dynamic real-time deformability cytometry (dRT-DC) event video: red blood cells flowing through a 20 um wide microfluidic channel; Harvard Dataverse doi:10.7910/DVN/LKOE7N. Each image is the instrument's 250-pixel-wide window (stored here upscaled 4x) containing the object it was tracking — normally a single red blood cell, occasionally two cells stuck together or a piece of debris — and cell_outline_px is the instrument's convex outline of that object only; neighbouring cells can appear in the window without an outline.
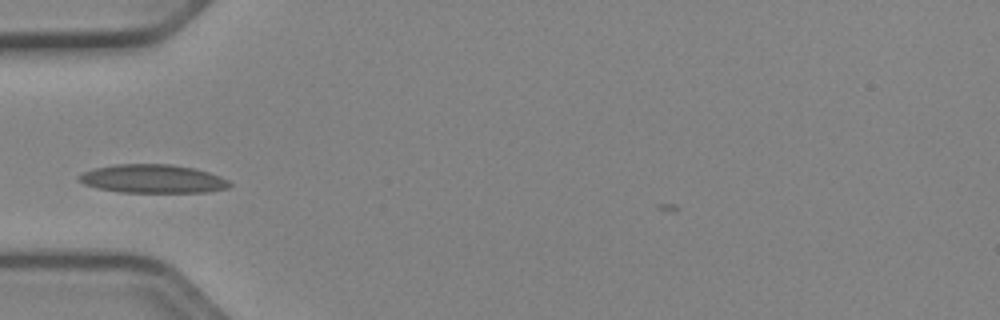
{"species": "Egyptian fruit bat (a non-hibernating species)", "species_latin": "Rousettus aegyptiacus", "temperature_condition": "cold", "stored_images_in_passage": 34, "camera_frame_rate_fps": 3000, "um_per_image_px": 0.085, "animal": {"sex": "female"}, "frame": {"image": 1, "passage_image": 1, "time_ms": 0.0, "image_size_px": [1000, 320], "cell_outline_px": [[232, 184], [228, 188], [208, 192], [120, 192], [96, 188], [84, 184], [76, 180], [76, 176], [80, 172], [92, 168], [116, 164], [172, 164], [196, 168], [220, 176], [228, 180]], "centroid_in_image_um": [12.93, 15.19], "position_along_channel_um": 72.1, "area_um2": 25.43}}
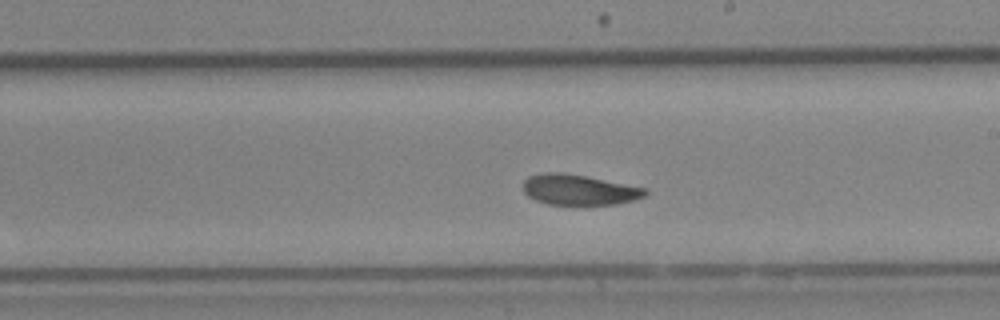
{"frame": {"image": 2, "passage_image": 14, "time_ms": 4.333, "image_size_px": [1000, 320], "cell_outline_px": [[648, 192], [644, 196], [636, 200], [616, 204], [584, 208], [548, 204], [536, 200], [528, 196], [524, 192], [524, 180], [528, 176], [544, 172], [564, 172], [588, 176], [648, 188]], "centroid_in_image_um": [49.26, 16.17], "position_along_channel_um": 239.7, "area_um2": 22.83}}
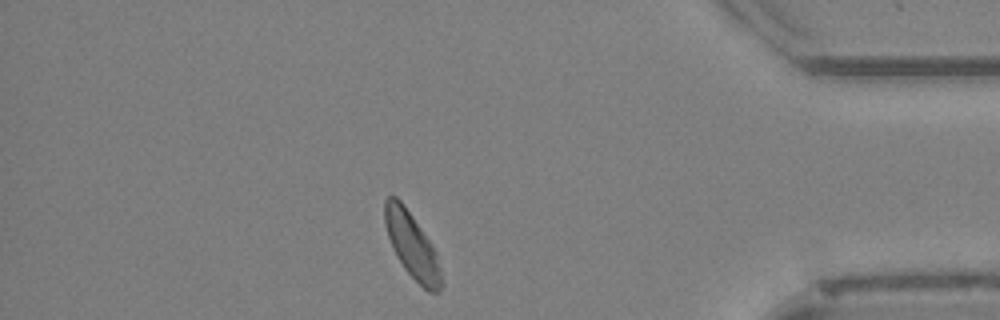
{"frame": {"image": 3, "passage_image": 29, "time_ms": 9.333, "image_size_px": [1000, 320], "cell_outline_px": [[444, 284], [440, 292], [428, 292], [404, 268], [396, 256], [392, 248], [384, 224], [384, 200], [388, 196], [396, 196], [404, 204], [432, 244]], "centroid_in_image_um": [35.0, 20.85], "position_along_channel_um": 400.2, "area_um2": 21.44}, "authors_computed_cell_mechanics": {"area_um2": 22.4264, "velocity_mm_per_s": 3.8967, "shape_relaxation_time_tau1_ms": 3.8002, "shape_relaxation_time_tau2_ms": 2.7646, "deformation_change_tau1": 0.1013, "deformation_change_tau2": 0.0661}}